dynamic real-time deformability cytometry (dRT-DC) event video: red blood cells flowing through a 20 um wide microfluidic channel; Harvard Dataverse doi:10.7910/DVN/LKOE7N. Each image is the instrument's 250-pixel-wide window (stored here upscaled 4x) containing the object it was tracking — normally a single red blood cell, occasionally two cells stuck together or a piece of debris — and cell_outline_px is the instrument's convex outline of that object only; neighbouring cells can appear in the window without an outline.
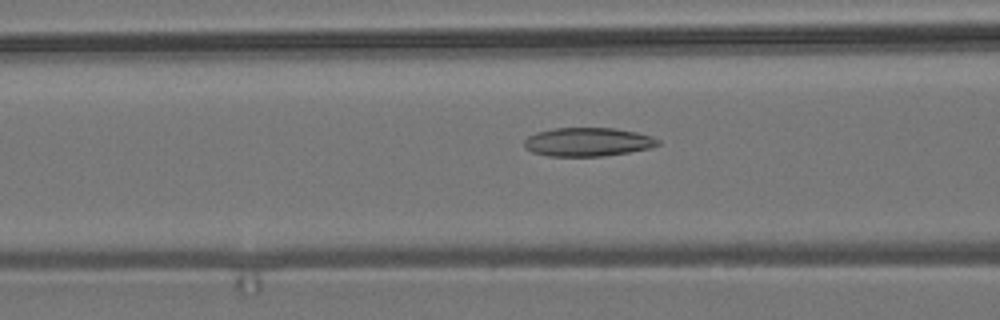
{"species": "common noctule bat (a hibernating species)", "species_latin": "Nyctalus noctula", "temperature_condition": "room temperature", "stored_images_in_passage": 54, "camera_frame_rate_fps": 3000, "um_per_image_px": 0.085, "animal": {"sex": "male", "body_mass_g": 19.2, "forearm_length_mm": 51.8}, "frame": {"image": 1, "passage_image": 21, "time_ms": 6.667, "image_size_px": [1000, 320], "cell_outline_px": [[660, 144], [648, 148], [628, 152], [604, 156], [548, 156], [532, 152], [524, 148], [524, 140], [528, 136], [536, 132], [552, 128], [612, 128], [636, 132], [652, 136], [660, 140]], "centroid_in_image_um": [49.92, 12.06], "position_along_channel_um": 116.7, "area_um2": 22.37}}
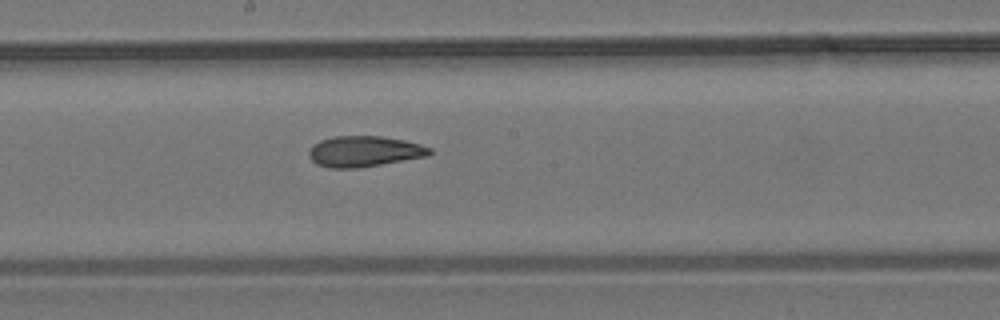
{"frame": {"image": 2, "passage_image": 29, "time_ms": 9.333, "image_size_px": [1000, 320], "cell_outline_px": [[432, 152], [428, 156], [360, 168], [328, 168], [316, 164], [308, 156], [308, 152], [320, 140], [336, 136], [380, 136], [404, 140], [420, 144], [432, 148]], "centroid_in_image_um": [30.98, 12.88], "position_along_channel_um": 217.2, "area_um2": 21.68}}
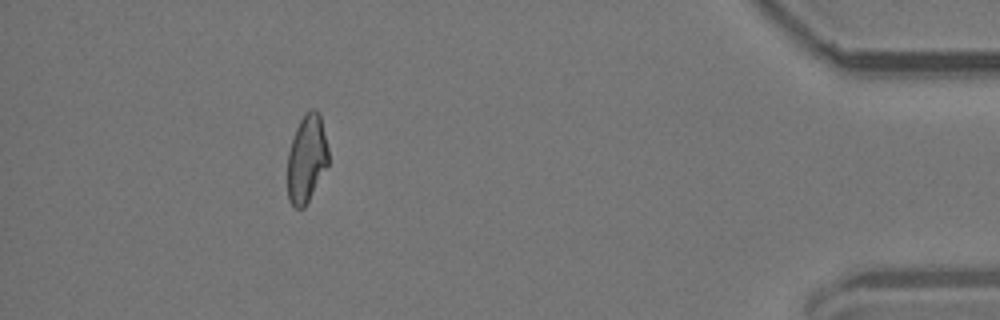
{"frame": {"image": 3, "passage_image": 49, "time_ms": 16.0, "image_size_px": [1000, 320], "cell_outline_px": [[328, 164], [304, 208], [296, 208], [288, 200], [288, 152], [296, 128], [304, 112], [312, 108], [316, 108], [320, 112], [328, 148]], "centroid_in_image_um": [26.07, 13.43], "position_along_channel_um": 409.1, "area_um2": 20.87}, "authors_computed_cell_mechanics": {"area_um2": 22.1085, "velocity_mm_per_s": 3.7557, "shape_relaxation_time_tau1_ms": null, "shape_relaxation_time_tau2_ms": 3.3459, "deformation_change_tau1": null, "deformation_change_tau2": 0.1163}}